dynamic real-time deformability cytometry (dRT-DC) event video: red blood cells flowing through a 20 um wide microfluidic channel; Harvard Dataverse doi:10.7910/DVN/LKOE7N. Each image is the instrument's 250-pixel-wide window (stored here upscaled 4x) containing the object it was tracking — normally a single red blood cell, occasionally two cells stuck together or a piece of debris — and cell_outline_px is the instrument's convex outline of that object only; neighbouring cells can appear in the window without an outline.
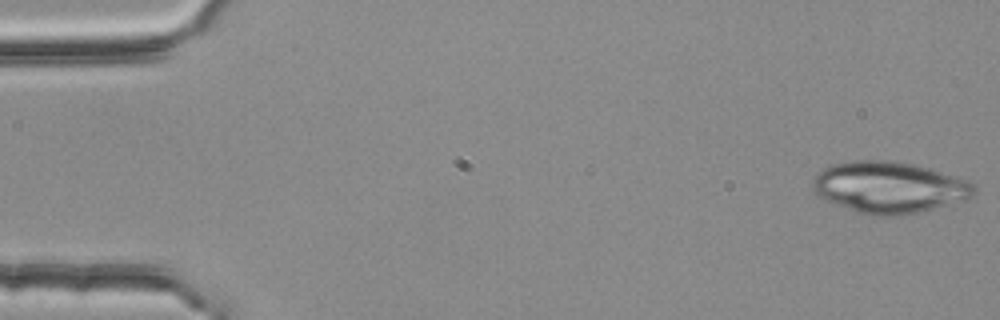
{"species": "common noctule bat (a hibernating species)", "species_latin": "Nyctalus noctula", "temperature_condition": "room temperature", "stored_images_in_passage": 3, "camera_frame_rate_fps": 3000, "um_per_image_px": 0.085, "animal": {"sex": "female", "body_mass_g": 25.1}, "frame": {"image": 1, "passage_image": 1, "time_ms": 0.0, "image_size_px": [1000, 320], "cell_outline_px": [[976, 192], [968, 200], [916, 212], [896, 216], [876, 216], [860, 212], [836, 204], [820, 196], [812, 188], [812, 180], [824, 168], [832, 164], [852, 160], [888, 160], [916, 164], [932, 168], [968, 180], [976, 188]], "centroid_in_image_um": [75.63, 15.9], "position_along_channel_um": 9.4, "area_um2": 48.32}}